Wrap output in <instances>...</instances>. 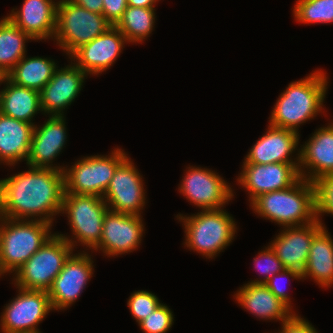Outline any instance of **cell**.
Masks as SVG:
<instances>
[{"label": "cell", "instance_id": "d4e9b609", "mask_svg": "<svg viewBox=\"0 0 333 333\" xmlns=\"http://www.w3.org/2000/svg\"><path fill=\"white\" fill-rule=\"evenodd\" d=\"M0 82H7L0 91V113L14 119L31 123L37 111H42L40 92L14 84L6 76Z\"/></svg>", "mask_w": 333, "mask_h": 333}, {"label": "cell", "instance_id": "4316f807", "mask_svg": "<svg viewBox=\"0 0 333 333\" xmlns=\"http://www.w3.org/2000/svg\"><path fill=\"white\" fill-rule=\"evenodd\" d=\"M56 63L47 58L24 56L6 77L14 84L40 92L54 75Z\"/></svg>", "mask_w": 333, "mask_h": 333}, {"label": "cell", "instance_id": "ba28073f", "mask_svg": "<svg viewBox=\"0 0 333 333\" xmlns=\"http://www.w3.org/2000/svg\"><path fill=\"white\" fill-rule=\"evenodd\" d=\"M121 150L115 149L108 157H86L65 168L64 193L103 197L117 167L127 158Z\"/></svg>", "mask_w": 333, "mask_h": 333}, {"label": "cell", "instance_id": "e575fe53", "mask_svg": "<svg viewBox=\"0 0 333 333\" xmlns=\"http://www.w3.org/2000/svg\"><path fill=\"white\" fill-rule=\"evenodd\" d=\"M283 276H290L292 278L295 279H302L301 274L298 273L297 271L294 270H288V269H284L283 271H281L280 273L275 274L271 279H269L265 285L267 286V288L279 299L281 300L284 304H286L289 308H291V301L290 298L288 296V294L285 293L284 289H282L278 284H277V278H283Z\"/></svg>", "mask_w": 333, "mask_h": 333}, {"label": "cell", "instance_id": "cb8c5ba5", "mask_svg": "<svg viewBox=\"0 0 333 333\" xmlns=\"http://www.w3.org/2000/svg\"><path fill=\"white\" fill-rule=\"evenodd\" d=\"M235 298L244 309L263 319H278L283 324L294 314L265 284L247 283Z\"/></svg>", "mask_w": 333, "mask_h": 333}, {"label": "cell", "instance_id": "8992f818", "mask_svg": "<svg viewBox=\"0 0 333 333\" xmlns=\"http://www.w3.org/2000/svg\"><path fill=\"white\" fill-rule=\"evenodd\" d=\"M177 218L183 220L187 247L208 258L228 246L237 229L233 218L223 209L202 210L190 217L179 214Z\"/></svg>", "mask_w": 333, "mask_h": 333}, {"label": "cell", "instance_id": "d590c367", "mask_svg": "<svg viewBox=\"0 0 333 333\" xmlns=\"http://www.w3.org/2000/svg\"><path fill=\"white\" fill-rule=\"evenodd\" d=\"M127 6V0H103L102 14L114 26L122 17Z\"/></svg>", "mask_w": 333, "mask_h": 333}, {"label": "cell", "instance_id": "d6a6232c", "mask_svg": "<svg viewBox=\"0 0 333 333\" xmlns=\"http://www.w3.org/2000/svg\"><path fill=\"white\" fill-rule=\"evenodd\" d=\"M173 314L169 307L162 303L139 323L145 333H166L173 324Z\"/></svg>", "mask_w": 333, "mask_h": 333}, {"label": "cell", "instance_id": "30bf717a", "mask_svg": "<svg viewBox=\"0 0 333 333\" xmlns=\"http://www.w3.org/2000/svg\"><path fill=\"white\" fill-rule=\"evenodd\" d=\"M19 289L1 319L4 333H40L36 326L52 310L48 292Z\"/></svg>", "mask_w": 333, "mask_h": 333}, {"label": "cell", "instance_id": "7402d4cb", "mask_svg": "<svg viewBox=\"0 0 333 333\" xmlns=\"http://www.w3.org/2000/svg\"><path fill=\"white\" fill-rule=\"evenodd\" d=\"M58 2L52 0H24L22 9L7 16L33 40L54 37Z\"/></svg>", "mask_w": 333, "mask_h": 333}, {"label": "cell", "instance_id": "3957f363", "mask_svg": "<svg viewBox=\"0 0 333 333\" xmlns=\"http://www.w3.org/2000/svg\"><path fill=\"white\" fill-rule=\"evenodd\" d=\"M251 206L256 213L284 228L307 225L316 220L314 184L301 177L287 189L259 195Z\"/></svg>", "mask_w": 333, "mask_h": 333}, {"label": "cell", "instance_id": "836d02e7", "mask_svg": "<svg viewBox=\"0 0 333 333\" xmlns=\"http://www.w3.org/2000/svg\"><path fill=\"white\" fill-rule=\"evenodd\" d=\"M254 262L256 263L255 267H257L258 271H261V273L264 274L265 277L263 280L257 279L249 283L265 284L275 274L280 273L285 269L282 262L277 258V255L274 253L270 246H268L265 250L261 251L258 258H254ZM261 262L264 263V265Z\"/></svg>", "mask_w": 333, "mask_h": 333}, {"label": "cell", "instance_id": "e0dca14e", "mask_svg": "<svg viewBox=\"0 0 333 333\" xmlns=\"http://www.w3.org/2000/svg\"><path fill=\"white\" fill-rule=\"evenodd\" d=\"M124 41H127L125 36L115 26H112L91 42L76 49L70 57L76 59L78 63L73 64L86 74H99L115 62Z\"/></svg>", "mask_w": 333, "mask_h": 333}, {"label": "cell", "instance_id": "8d00e7d4", "mask_svg": "<svg viewBox=\"0 0 333 333\" xmlns=\"http://www.w3.org/2000/svg\"><path fill=\"white\" fill-rule=\"evenodd\" d=\"M279 333H317L316 329L296 313L283 323Z\"/></svg>", "mask_w": 333, "mask_h": 333}, {"label": "cell", "instance_id": "5bb4252c", "mask_svg": "<svg viewBox=\"0 0 333 333\" xmlns=\"http://www.w3.org/2000/svg\"><path fill=\"white\" fill-rule=\"evenodd\" d=\"M141 218L108 210L103 219L100 242L94 250L101 249L109 256L136 250L144 231Z\"/></svg>", "mask_w": 333, "mask_h": 333}, {"label": "cell", "instance_id": "277c9868", "mask_svg": "<svg viewBox=\"0 0 333 333\" xmlns=\"http://www.w3.org/2000/svg\"><path fill=\"white\" fill-rule=\"evenodd\" d=\"M0 276L16 272L53 235L52 224L0 217ZM50 232V233H49Z\"/></svg>", "mask_w": 333, "mask_h": 333}, {"label": "cell", "instance_id": "d6986e66", "mask_svg": "<svg viewBox=\"0 0 333 333\" xmlns=\"http://www.w3.org/2000/svg\"><path fill=\"white\" fill-rule=\"evenodd\" d=\"M64 120L63 115H51L42 127L34 126L30 151L26 160L28 166L55 168L64 172V167H53V164H50L60 154L65 144L67 136Z\"/></svg>", "mask_w": 333, "mask_h": 333}, {"label": "cell", "instance_id": "5b68a950", "mask_svg": "<svg viewBox=\"0 0 333 333\" xmlns=\"http://www.w3.org/2000/svg\"><path fill=\"white\" fill-rule=\"evenodd\" d=\"M72 239L53 234L16 272L17 288L48 292L74 248Z\"/></svg>", "mask_w": 333, "mask_h": 333}, {"label": "cell", "instance_id": "4fadbf2b", "mask_svg": "<svg viewBox=\"0 0 333 333\" xmlns=\"http://www.w3.org/2000/svg\"><path fill=\"white\" fill-rule=\"evenodd\" d=\"M182 180L180 193L202 210L221 209L234 195L224 179L208 169L188 167Z\"/></svg>", "mask_w": 333, "mask_h": 333}, {"label": "cell", "instance_id": "52a82bcc", "mask_svg": "<svg viewBox=\"0 0 333 333\" xmlns=\"http://www.w3.org/2000/svg\"><path fill=\"white\" fill-rule=\"evenodd\" d=\"M112 26L103 14L91 12L70 0H61L57 5L54 38L71 55Z\"/></svg>", "mask_w": 333, "mask_h": 333}, {"label": "cell", "instance_id": "83f0119b", "mask_svg": "<svg viewBox=\"0 0 333 333\" xmlns=\"http://www.w3.org/2000/svg\"><path fill=\"white\" fill-rule=\"evenodd\" d=\"M31 39L8 17L0 20V75L6 76L25 55V42Z\"/></svg>", "mask_w": 333, "mask_h": 333}, {"label": "cell", "instance_id": "9a60e30c", "mask_svg": "<svg viewBox=\"0 0 333 333\" xmlns=\"http://www.w3.org/2000/svg\"><path fill=\"white\" fill-rule=\"evenodd\" d=\"M88 253L71 254L48 291L53 310L65 309L78 299L93 274Z\"/></svg>", "mask_w": 333, "mask_h": 333}, {"label": "cell", "instance_id": "6da1fadb", "mask_svg": "<svg viewBox=\"0 0 333 333\" xmlns=\"http://www.w3.org/2000/svg\"><path fill=\"white\" fill-rule=\"evenodd\" d=\"M64 192L63 171L29 166L28 171L0 180V217L39 216L52 224V216L61 213Z\"/></svg>", "mask_w": 333, "mask_h": 333}, {"label": "cell", "instance_id": "74e56055", "mask_svg": "<svg viewBox=\"0 0 333 333\" xmlns=\"http://www.w3.org/2000/svg\"><path fill=\"white\" fill-rule=\"evenodd\" d=\"M73 3L98 14H102L103 0H70Z\"/></svg>", "mask_w": 333, "mask_h": 333}, {"label": "cell", "instance_id": "ac0fdd59", "mask_svg": "<svg viewBox=\"0 0 333 333\" xmlns=\"http://www.w3.org/2000/svg\"><path fill=\"white\" fill-rule=\"evenodd\" d=\"M86 75L75 64L56 69L52 78L40 91L42 111L52 116L64 115L63 109L71 105L80 93Z\"/></svg>", "mask_w": 333, "mask_h": 333}, {"label": "cell", "instance_id": "f546056e", "mask_svg": "<svg viewBox=\"0 0 333 333\" xmlns=\"http://www.w3.org/2000/svg\"><path fill=\"white\" fill-rule=\"evenodd\" d=\"M293 12L302 23H333V0H297Z\"/></svg>", "mask_w": 333, "mask_h": 333}, {"label": "cell", "instance_id": "f35d334b", "mask_svg": "<svg viewBox=\"0 0 333 333\" xmlns=\"http://www.w3.org/2000/svg\"><path fill=\"white\" fill-rule=\"evenodd\" d=\"M158 0H127L128 6L141 8H155L153 5Z\"/></svg>", "mask_w": 333, "mask_h": 333}, {"label": "cell", "instance_id": "2e32d148", "mask_svg": "<svg viewBox=\"0 0 333 333\" xmlns=\"http://www.w3.org/2000/svg\"><path fill=\"white\" fill-rule=\"evenodd\" d=\"M325 227L320 218L307 225L285 227L269 245L285 269L302 275L314 236Z\"/></svg>", "mask_w": 333, "mask_h": 333}, {"label": "cell", "instance_id": "603a6c76", "mask_svg": "<svg viewBox=\"0 0 333 333\" xmlns=\"http://www.w3.org/2000/svg\"><path fill=\"white\" fill-rule=\"evenodd\" d=\"M34 124L0 113V161L13 165L27 160Z\"/></svg>", "mask_w": 333, "mask_h": 333}, {"label": "cell", "instance_id": "7c38bea8", "mask_svg": "<svg viewBox=\"0 0 333 333\" xmlns=\"http://www.w3.org/2000/svg\"><path fill=\"white\" fill-rule=\"evenodd\" d=\"M297 163H244L238 182L250 193L251 202L259 195L287 189L300 178L299 154Z\"/></svg>", "mask_w": 333, "mask_h": 333}, {"label": "cell", "instance_id": "ffe728a7", "mask_svg": "<svg viewBox=\"0 0 333 333\" xmlns=\"http://www.w3.org/2000/svg\"><path fill=\"white\" fill-rule=\"evenodd\" d=\"M316 131L298 151L300 176L310 182L333 174V123ZM302 166L308 167L310 174H305Z\"/></svg>", "mask_w": 333, "mask_h": 333}, {"label": "cell", "instance_id": "1f68e13d", "mask_svg": "<svg viewBox=\"0 0 333 333\" xmlns=\"http://www.w3.org/2000/svg\"><path fill=\"white\" fill-rule=\"evenodd\" d=\"M161 303L156 295L149 291L134 292L128 300V306L131 314L138 324L147 318Z\"/></svg>", "mask_w": 333, "mask_h": 333}, {"label": "cell", "instance_id": "484cf974", "mask_svg": "<svg viewBox=\"0 0 333 333\" xmlns=\"http://www.w3.org/2000/svg\"><path fill=\"white\" fill-rule=\"evenodd\" d=\"M311 276L317 284H333V240L323 227L313 238L302 279Z\"/></svg>", "mask_w": 333, "mask_h": 333}, {"label": "cell", "instance_id": "9c48e42d", "mask_svg": "<svg viewBox=\"0 0 333 333\" xmlns=\"http://www.w3.org/2000/svg\"><path fill=\"white\" fill-rule=\"evenodd\" d=\"M109 210L103 197L64 193L61 212L68 214L77 242L94 249L100 242L103 219Z\"/></svg>", "mask_w": 333, "mask_h": 333}, {"label": "cell", "instance_id": "f1b7e54d", "mask_svg": "<svg viewBox=\"0 0 333 333\" xmlns=\"http://www.w3.org/2000/svg\"><path fill=\"white\" fill-rule=\"evenodd\" d=\"M154 22V8L127 6L114 26L125 36L127 42H142L152 32Z\"/></svg>", "mask_w": 333, "mask_h": 333}, {"label": "cell", "instance_id": "7a4b0ae2", "mask_svg": "<svg viewBox=\"0 0 333 333\" xmlns=\"http://www.w3.org/2000/svg\"><path fill=\"white\" fill-rule=\"evenodd\" d=\"M327 83L321 70L290 83L279 96L269 125L298 132L299 124L313 119L322 110Z\"/></svg>", "mask_w": 333, "mask_h": 333}, {"label": "cell", "instance_id": "4dcf8cb0", "mask_svg": "<svg viewBox=\"0 0 333 333\" xmlns=\"http://www.w3.org/2000/svg\"><path fill=\"white\" fill-rule=\"evenodd\" d=\"M315 188V215H333V174L321 176L313 181Z\"/></svg>", "mask_w": 333, "mask_h": 333}, {"label": "cell", "instance_id": "44dd1931", "mask_svg": "<svg viewBox=\"0 0 333 333\" xmlns=\"http://www.w3.org/2000/svg\"><path fill=\"white\" fill-rule=\"evenodd\" d=\"M298 142V132L269 125L268 131L250 149L243 163H296L289 156Z\"/></svg>", "mask_w": 333, "mask_h": 333}, {"label": "cell", "instance_id": "8fae6325", "mask_svg": "<svg viewBox=\"0 0 333 333\" xmlns=\"http://www.w3.org/2000/svg\"><path fill=\"white\" fill-rule=\"evenodd\" d=\"M128 157L117 167L103 196L109 210L140 215L145 204L142 176ZM108 202V203H107Z\"/></svg>", "mask_w": 333, "mask_h": 333}]
</instances>
